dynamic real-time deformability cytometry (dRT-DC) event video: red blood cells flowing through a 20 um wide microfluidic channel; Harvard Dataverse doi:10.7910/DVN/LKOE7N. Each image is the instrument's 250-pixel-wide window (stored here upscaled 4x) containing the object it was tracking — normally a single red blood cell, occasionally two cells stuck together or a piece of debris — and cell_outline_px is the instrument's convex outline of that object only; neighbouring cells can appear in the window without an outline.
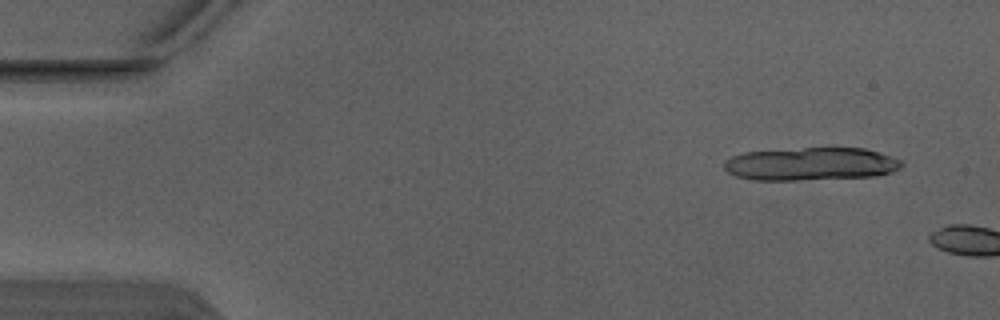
{"species": "Egyptian fruit bat (a non-hibernating species)", "species_latin": "Rousettus aegyptiacus", "temperature_condition": "warm", "stored_images_in_passage": 2, "camera_frame_rate_fps": 3000, "um_per_image_px": 0.085, "animal": {"sex": "male"}, "frame": {"image": 1, "passage_image": 1, "time_ms": 0.0, "image_size_px": [1000, 320], "cell_outline_px": [[904, 164], [900, 168], [892, 172], [872, 176], [796, 180], [752, 180], [736, 176], [728, 172], [724, 168], [724, 160], [732, 156], [744, 152], [804, 148], [864, 148], [880, 152], [892, 156], [900, 160]], "centroid_in_image_um": [68.92, 13.93], "position_along_channel_um": 16.1, "area_um2": 34.1}}